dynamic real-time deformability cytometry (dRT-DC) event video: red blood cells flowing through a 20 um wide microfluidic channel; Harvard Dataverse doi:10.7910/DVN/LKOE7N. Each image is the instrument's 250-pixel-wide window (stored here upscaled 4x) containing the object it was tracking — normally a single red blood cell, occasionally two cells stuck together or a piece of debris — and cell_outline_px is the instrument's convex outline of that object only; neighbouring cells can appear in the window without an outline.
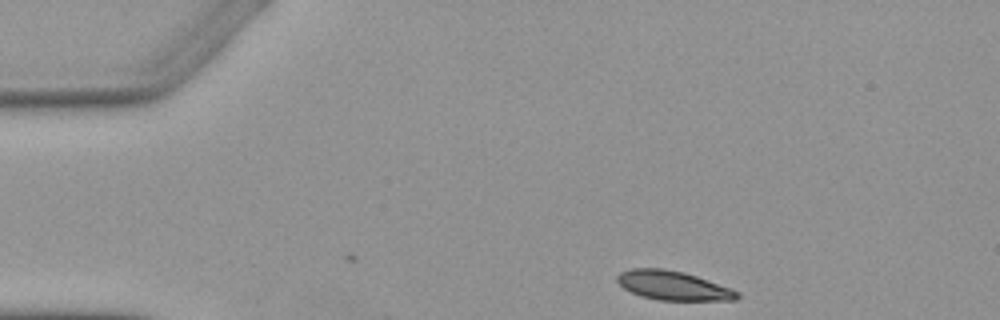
{"species": "Egyptian fruit bat (a non-hibernating species)", "species_latin": "Rousettus aegyptiacus", "temperature_condition": "warm", "stored_images_in_passage": 3, "camera_frame_rate_fps": 3000, "um_per_image_px": 0.085, "animal": {"sex": "female"}, "frame": {"image": 1, "passage_image": 1, "time_ms": 0.0, "image_size_px": [1000, 320], "cell_outline_px": [[740, 296], [736, 300], [660, 300], [640, 296], [624, 288], [616, 280], [616, 276], [620, 272], [632, 268], [664, 268], [684, 272], [732, 288], [740, 292]], "centroid_in_image_um": [57.22, 24.27], "position_along_channel_um": 27.8, "area_um2": 20.4}}
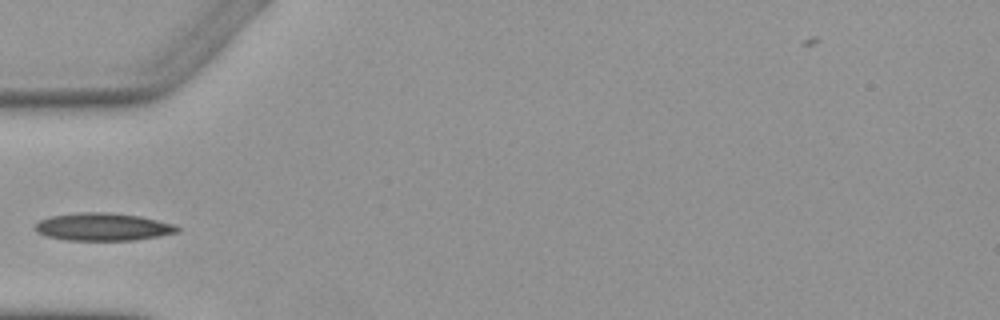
{"frame": {"image": 2, "passage_image": 3, "time_ms": 3.0, "image_size_px": [1000, 320], "cell_outline_px": [[180, 228], [176, 232], [156, 236], [132, 240], [64, 240], [44, 236], [36, 232], [32, 228], [40, 220], [52, 216], [76, 212], [112, 212], [140, 216], [172, 224]], "centroid_in_image_um": [8.65, 19.28], "position_along_channel_um": 76.3, "area_um2": 22.89}}